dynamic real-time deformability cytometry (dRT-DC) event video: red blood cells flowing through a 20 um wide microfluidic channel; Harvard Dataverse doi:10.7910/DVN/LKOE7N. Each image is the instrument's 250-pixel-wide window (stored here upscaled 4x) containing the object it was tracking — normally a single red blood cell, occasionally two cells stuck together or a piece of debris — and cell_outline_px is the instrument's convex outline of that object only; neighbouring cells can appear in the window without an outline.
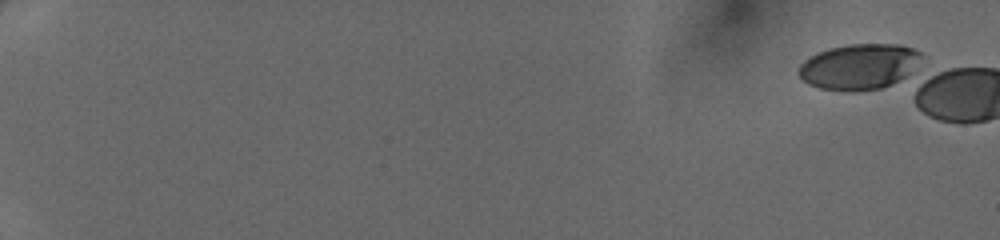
{"species": "human", "species_latin": "Homo sapiens", "temperature_condition": "cold", "stored_images_in_passage": 1, "camera_frame_rate_fps": 3000, "um_per_image_px": 0.085, "donor": {"sex": "female"}, "frame": {"image": 1, "passage_image": 1, "time_ms": 0.0, "image_size_px": [1000, 240], "cell_outline_px": [[924, 56], [904, 76], [880, 88], [852, 92], [844, 92], [820, 88], [808, 84], [800, 76], [800, 64], [804, 60], [820, 52], [832, 48], [848, 44], [900, 44], [912, 48], [920, 52]], "centroid_in_image_um": [73.01, 5.66], "position_along_channel_um": 12.0, "area_um2": 32.08}}